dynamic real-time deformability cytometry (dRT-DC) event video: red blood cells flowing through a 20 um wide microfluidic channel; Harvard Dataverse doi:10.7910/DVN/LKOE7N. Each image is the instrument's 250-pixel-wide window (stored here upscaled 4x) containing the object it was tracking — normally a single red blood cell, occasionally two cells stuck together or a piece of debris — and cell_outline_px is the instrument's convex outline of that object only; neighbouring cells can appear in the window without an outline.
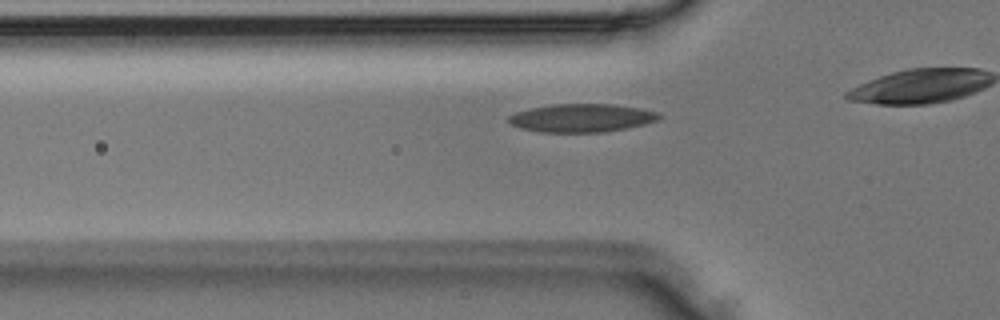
{"species": "Egyptian fruit bat (a non-hibernating species)", "species_latin": "Rousettus aegyptiacus", "temperature_condition": "room temperature", "stored_images_in_passage": 8, "camera_frame_rate_fps": 3000, "um_per_image_px": 0.085, "animal": {"sex": "male"}, "frame": {"image": 1, "passage_image": 5, "time_ms": 1.333, "image_size_px": [1000, 320], "cell_outline_px": [[664, 116], [656, 120], [644, 124], [628, 128], [604, 132], [540, 132], [520, 128], [512, 124], [508, 120], [508, 116], [516, 112], [528, 108], [552, 104], [612, 104], [640, 108], [660, 112]], "centroid_in_image_um": [49.46, 10.02], "position_along_channel_um": 76.3, "area_um2": 24.91}}